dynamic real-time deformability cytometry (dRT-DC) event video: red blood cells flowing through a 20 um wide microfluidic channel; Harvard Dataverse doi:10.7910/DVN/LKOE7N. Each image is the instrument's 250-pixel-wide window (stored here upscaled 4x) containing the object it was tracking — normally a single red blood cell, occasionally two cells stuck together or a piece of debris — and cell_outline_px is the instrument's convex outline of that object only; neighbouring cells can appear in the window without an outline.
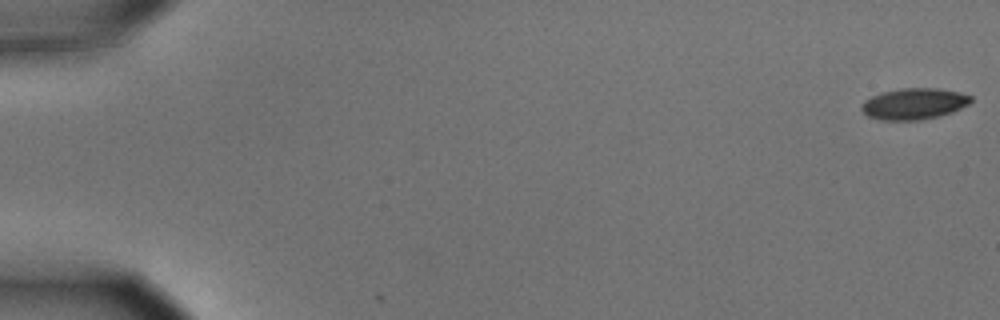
{"species": "common noctule bat (a hibernating species)", "species_latin": "Nyctalus noctula", "temperature_condition": "cold", "stored_images_in_passage": 6, "camera_frame_rate_fps": 3000, "um_per_image_px": 0.085, "animal": {"sex": "male", "body_mass_g": 15.6}, "frame": {"image": 1, "passage_image": 1, "time_ms": 0.0, "image_size_px": [1000, 320], "cell_outline_px": [[972, 100], [968, 104], [952, 112], [940, 116], [920, 120], [880, 120], [868, 116], [860, 108], [864, 100], [880, 92], [900, 88], [936, 88], [960, 92], [972, 96]], "centroid_in_image_um": [77.68, 8.82], "position_along_channel_um": 7.3, "area_um2": 20.0}}
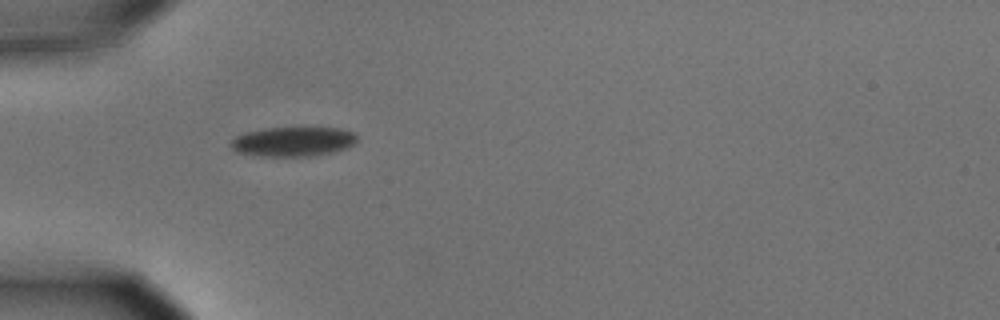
{"frame": {"image": 2, "passage_image": 5, "time_ms": 1.333, "image_size_px": [1000, 320], "cell_outline_px": [[356, 140], [352, 144], [344, 148], [332, 152], [308, 156], [256, 156], [236, 152], [228, 144], [236, 136], [244, 132], [268, 128], [340, 128], [352, 132], [356, 136]], "centroid_in_image_um": [24.83, 12.04], "position_along_channel_um": 60.2, "area_um2": 21.56}}
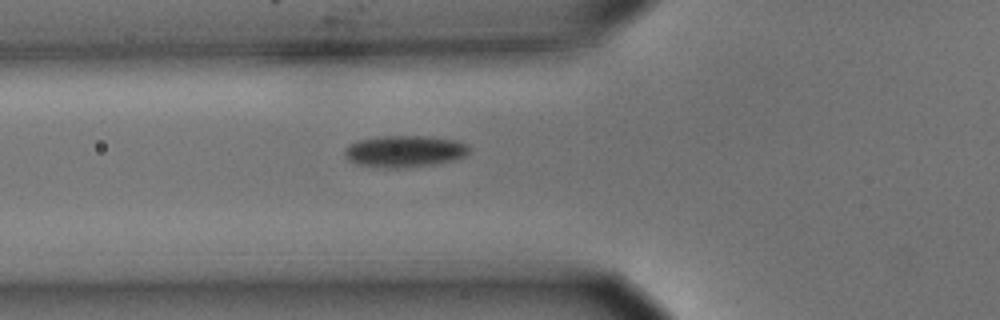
{"frame": {"image": 3, "passage_image": 6, "time_ms": 1.667, "image_size_px": [1000, 320], "cell_outline_px": [[472, 148], [464, 156], [452, 160], [432, 164], [408, 168], [380, 168], [356, 164], [348, 160], [344, 156], [344, 148], [348, 144], [356, 140], [380, 136], [428, 136], [456, 140], [468, 144]], "centroid_in_image_um": [34.35, 12.86], "position_along_channel_um": 91.5, "area_um2": 23.41}}